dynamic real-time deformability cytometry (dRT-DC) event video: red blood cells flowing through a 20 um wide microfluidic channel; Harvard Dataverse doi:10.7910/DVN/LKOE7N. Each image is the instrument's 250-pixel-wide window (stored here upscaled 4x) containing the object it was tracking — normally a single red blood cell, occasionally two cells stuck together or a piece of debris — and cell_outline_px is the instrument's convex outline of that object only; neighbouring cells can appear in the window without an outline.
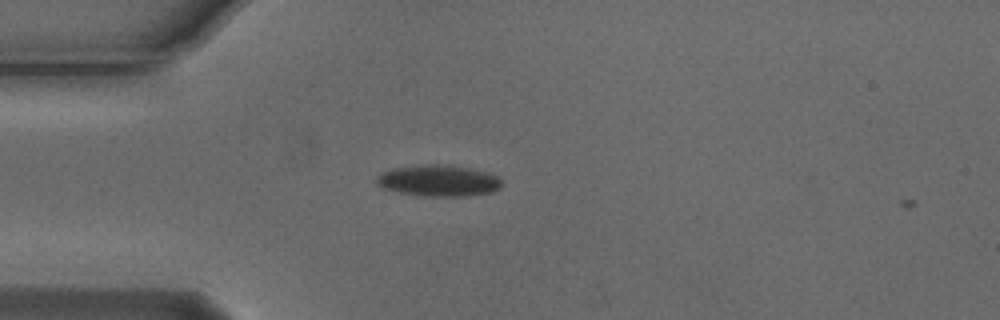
{"species": "Egyptian fruit bat (a non-hibernating species)", "species_latin": "Rousettus aegyptiacus", "temperature_condition": "cold", "stored_images_in_passage": 3, "camera_frame_rate_fps": 3000, "um_per_image_px": 0.085, "animal": {"sex": "male"}, "frame": {"image": 1, "passage_image": 2, "time_ms": 0.333, "image_size_px": [1000, 320], "cell_outline_px": [[500, 188], [492, 192], [460, 196], [424, 196], [400, 192], [384, 188], [376, 184], [376, 176], [392, 168], [416, 164], [452, 164], [472, 168], [496, 176], [500, 180]], "centroid_in_image_um": [37.24, 15.33], "position_along_channel_um": 47.8, "area_um2": 22.89}}